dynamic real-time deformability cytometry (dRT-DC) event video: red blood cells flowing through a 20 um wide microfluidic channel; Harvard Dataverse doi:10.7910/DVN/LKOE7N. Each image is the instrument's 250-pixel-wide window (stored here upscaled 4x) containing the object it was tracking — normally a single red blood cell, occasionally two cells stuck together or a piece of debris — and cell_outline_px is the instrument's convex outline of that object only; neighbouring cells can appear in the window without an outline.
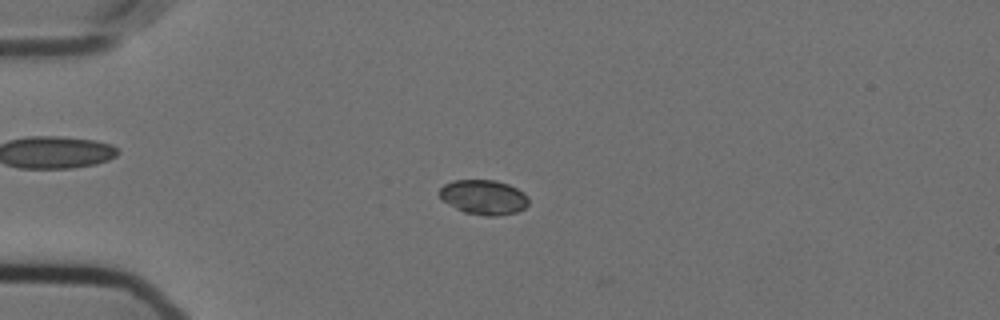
{"species": "Egyptian fruit bat (a non-hibernating species)", "species_latin": "Rousettus aegyptiacus", "temperature_condition": "cold", "stored_images_in_passage": 43, "camera_frame_rate_fps": 3000, "um_per_image_px": 0.085, "animal": {"sex": "female"}, "frame": {"image": 1, "passage_image": 1, "time_ms": 0.0, "image_size_px": [1000, 320], "cell_outline_px": [[528, 204], [524, 208], [516, 212], [496, 216], [484, 216], [464, 212], [440, 200], [440, 188], [444, 184], [452, 180], [496, 180], [508, 184], [524, 192], [528, 196]], "centroid_in_image_um": [41.1, 16.76], "position_along_channel_um": 43.9, "area_um2": 18.15}}
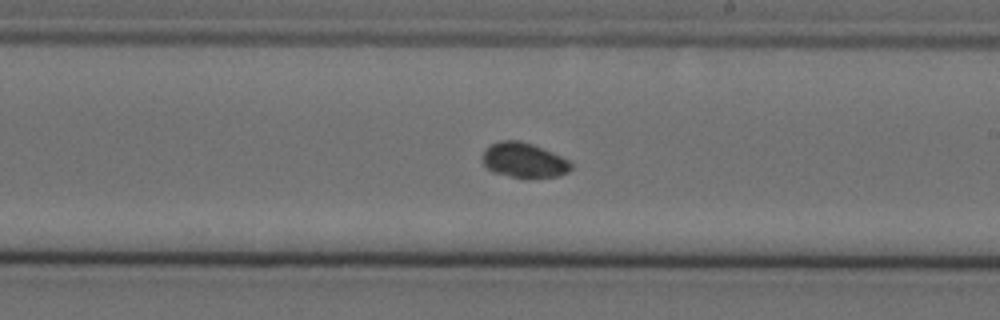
{"frame": {"image": 2, "passage_image": 20, "time_ms": 6.333, "image_size_px": [1000, 320], "cell_outline_px": [[572, 168], [568, 172], [560, 176], [512, 176], [492, 172], [484, 164], [484, 152], [492, 144], [500, 140], [520, 140], [532, 144], [552, 152], [568, 160], [572, 164]], "centroid_in_image_um": [44.55, 13.6], "position_along_channel_um": 244.4, "area_um2": 17.46}}
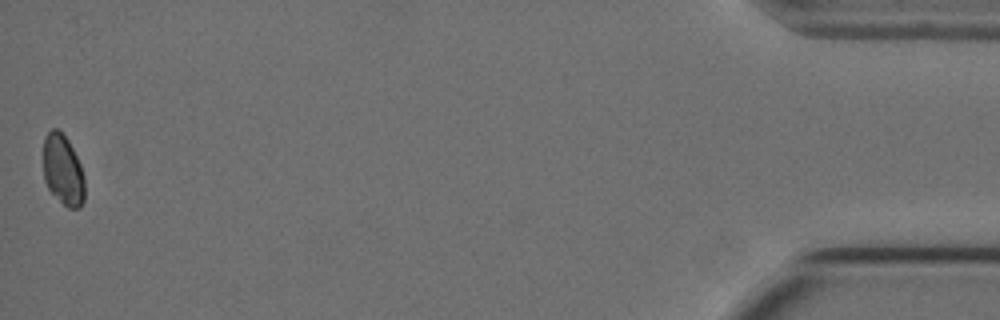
{"frame": {"image": 3, "passage_image": 43, "time_ms": 14.0, "image_size_px": [1000, 320], "cell_outline_px": [[84, 200], [80, 208], [68, 208], [48, 188], [44, 180], [44, 136], [52, 128], [56, 128], [68, 140], [80, 164], [84, 176]], "centroid_in_image_um": [5.35, 14.45], "position_along_channel_um": 429.8, "area_um2": 16.82}}